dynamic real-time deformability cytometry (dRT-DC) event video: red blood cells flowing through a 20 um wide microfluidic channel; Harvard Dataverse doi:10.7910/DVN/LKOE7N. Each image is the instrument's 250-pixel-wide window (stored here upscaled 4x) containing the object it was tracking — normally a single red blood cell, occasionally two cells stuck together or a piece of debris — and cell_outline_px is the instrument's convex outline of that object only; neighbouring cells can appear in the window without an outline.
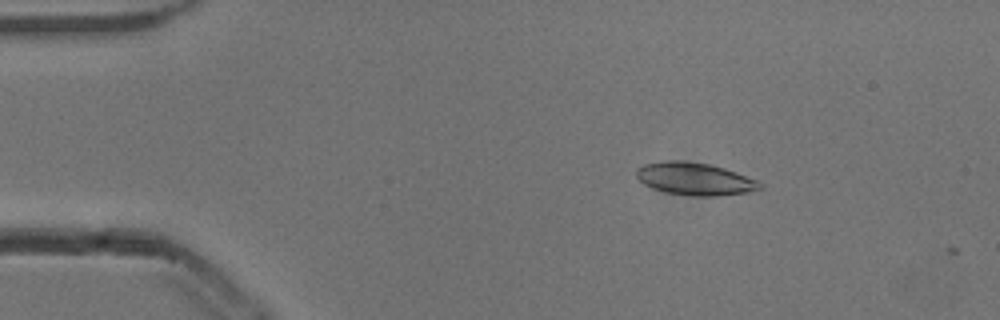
{"species": "common noctule bat (a hibernating species)", "species_latin": "Nyctalus noctula", "temperature_condition": "cold", "stored_images_in_passage": 3, "camera_frame_rate_fps": 3000, "um_per_image_px": 0.085, "animal": {"sex": "male", "body_mass_g": 13.3}, "frame": {"image": 1, "passage_image": 1, "time_ms": 0.0, "image_size_px": [1000, 320], "cell_outline_px": [[764, 188], [748, 192], [716, 196], [692, 196], [668, 192], [652, 188], [644, 184], [636, 176], [636, 168], [644, 164], [668, 160], [680, 160], [708, 164], [724, 168], [736, 172], [756, 180], [764, 184]], "centroid_in_image_um": [59.07, 15.2], "position_along_channel_um": 25.9, "area_um2": 23.35}}